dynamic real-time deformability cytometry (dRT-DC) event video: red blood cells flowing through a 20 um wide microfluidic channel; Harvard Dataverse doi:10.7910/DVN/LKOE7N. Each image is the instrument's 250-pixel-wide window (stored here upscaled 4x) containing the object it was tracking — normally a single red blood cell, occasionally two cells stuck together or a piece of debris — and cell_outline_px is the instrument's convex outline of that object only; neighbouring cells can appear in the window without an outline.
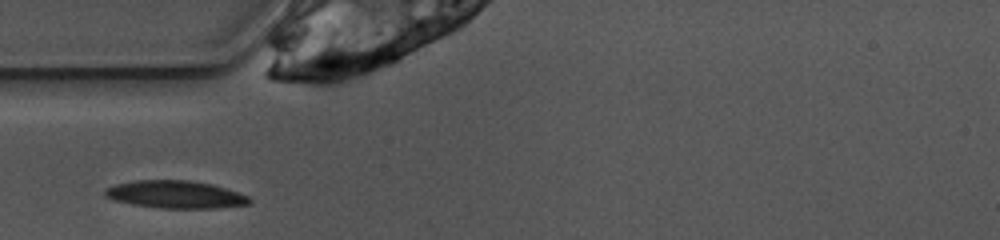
{"species": "common noctule bat (a hibernating species)", "species_latin": "Nyctalus noctula", "temperature_condition": "warm", "stored_images_in_passage": 24, "camera_frame_rate_fps": 3000, "um_per_image_px": 0.085, "animal": {"sex": "female", "body_mass_g": 10.0, "forearm_length_mm": 53.1}, "frame": {"image": 1, "passage_image": 1, "time_ms": 0.0, "image_size_px": [1000, 240], "cell_outline_px": [[252, 204], [216, 208], [156, 208], [132, 204], [116, 200], [104, 196], [104, 188], [116, 184], [136, 180], [188, 180], [212, 184], [248, 196], [252, 200]], "centroid_in_image_um": [14.91, 16.53], "position_along_channel_um": 70.1, "area_um2": 23.24}}
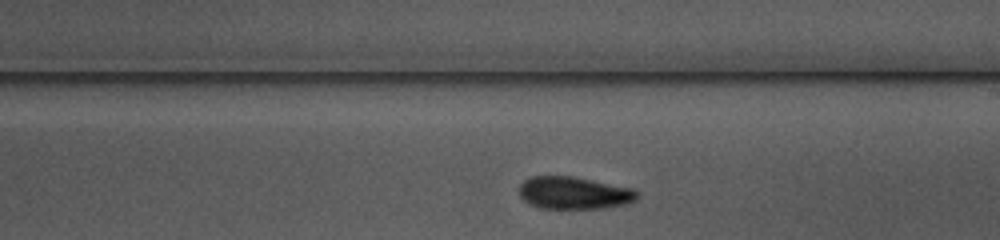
{"frame": {"image": 2, "passage_image": 14, "time_ms": 4.333, "image_size_px": [1000, 240], "cell_outline_px": [[640, 196], [636, 200], [624, 204], [604, 208], [540, 208], [528, 204], [520, 196], [520, 184], [524, 180], [532, 176], [572, 176], [636, 188], [640, 192]], "centroid_in_image_um": [48.84, 16.39], "position_along_channel_um": 240.2, "area_um2": 22.54}}
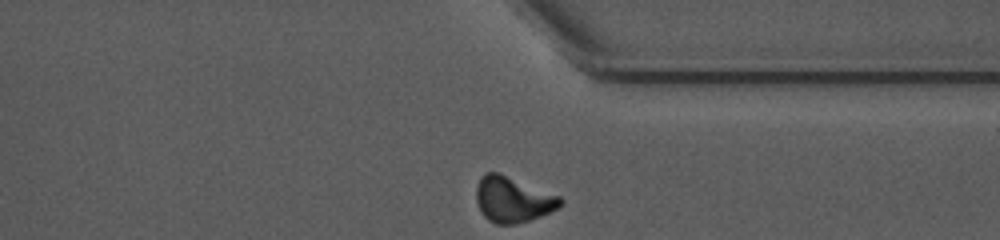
{"frame": {"image": 3, "passage_image": 24, "time_ms": 7.667, "image_size_px": [1000, 240], "cell_outline_px": [[564, 204], [540, 216], [516, 224], [496, 224], [488, 220], [480, 212], [476, 200], [476, 188], [480, 176], [484, 172], [496, 172], [560, 196], [564, 200]], "centroid_in_image_um": [43.55, 16.96], "position_along_channel_um": 367.8, "area_um2": 22.2}}